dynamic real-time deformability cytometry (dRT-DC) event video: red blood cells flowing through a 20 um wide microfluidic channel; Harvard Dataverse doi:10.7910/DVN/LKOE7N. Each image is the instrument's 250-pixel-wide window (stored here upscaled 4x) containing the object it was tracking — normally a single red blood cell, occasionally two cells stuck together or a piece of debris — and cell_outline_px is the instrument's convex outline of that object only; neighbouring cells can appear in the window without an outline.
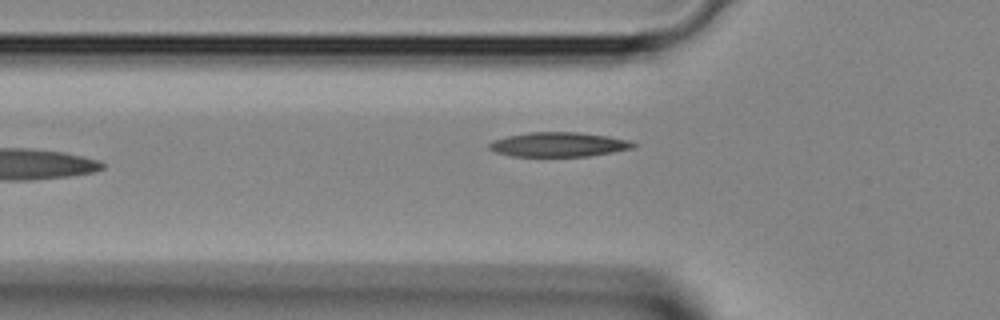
{"species": "Egyptian fruit bat (a non-hibernating species)", "species_latin": "Rousettus aegyptiacus", "temperature_condition": "room temperature", "stored_images_in_passage": 2, "camera_frame_rate_fps": 3000, "um_per_image_px": 0.085, "animal": {"sex": "female"}, "frame": {"image": 1, "passage_image": 2, "time_ms": 0.333, "image_size_px": [1000, 320], "cell_outline_px": [[636, 148], [588, 156], [512, 156], [496, 152], [488, 148], [488, 144], [492, 140], [508, 136], [528, 132], [576, 132], [608, 136], [628, 140], [636, 144]], "centroid_in_image_um": [47.48, 12.28], "position_along_channel_um": 78.3, "area_um2": 20.52}}